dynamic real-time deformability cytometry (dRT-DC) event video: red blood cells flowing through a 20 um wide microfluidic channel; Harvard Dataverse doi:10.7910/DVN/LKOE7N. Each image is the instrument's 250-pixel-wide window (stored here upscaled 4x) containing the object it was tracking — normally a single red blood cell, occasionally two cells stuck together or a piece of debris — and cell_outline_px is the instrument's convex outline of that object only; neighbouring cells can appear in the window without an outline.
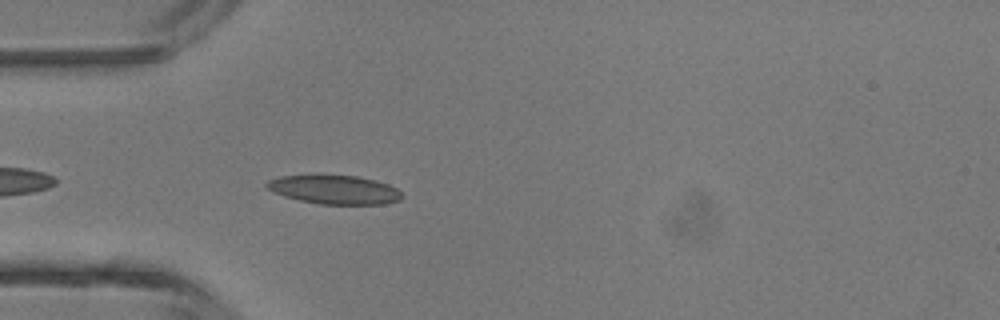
{"species": "common noctule bat (a hibernating species)", "species_latin": "Nyctalus noctula", "temperature_condition": "room temperature", "stored_images_in_passage": 35, "camera_frame_rate_fps": 3000, "um_per_image_px": 0.085, "animal": {"sex": "male", "body_mass_g": 13.3}, "frame": {"image": 1, "passage_image": 3, "time_ms": 0.667, "image_size_px": [1000, 320], "cell_outline_px": [[404, 196], [400, 200], [384, 204], [320, 204], [300, 200], [284, 196], [272, 192], [264, 188], [264, 184], [268, 180], [280, 176], [320, 172], [356, 176], [376, 180], [388, 184], [396, 188]], "centroid_in_image_um": [28.35, 16.07], "position_along_channel_um": 56.6, "area_um2": 23.7}}
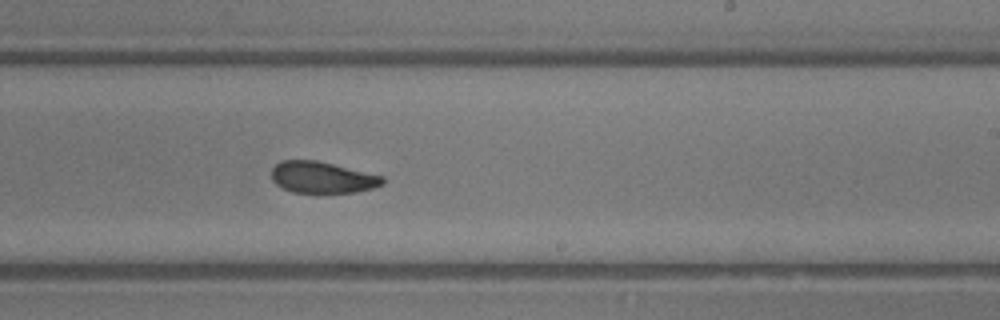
{"frame": {"image": 2, "passage_image": 17, "time_ms": 5.333, "image_size_px": [1000, 320], "cell_outline_px": [[384, 184], [372, 188], [356, 192], [292, 192], [276, 184], [272, 180], [272, 168], [280, 160], [316, 160], [384, 176]], "centroid_in_image_um": [27.39, 15.07], "position_along_channel_um": 261.6, "area_um2": 20.23}}
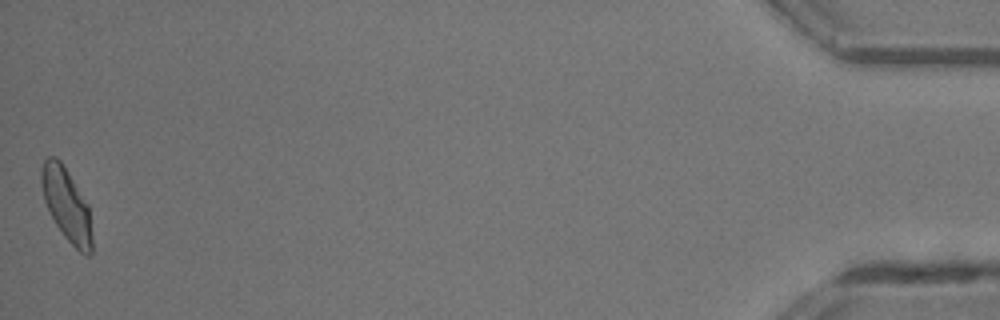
{"frame": {"image": 3, "passage_image": 35, "time_ms": 11.333, "image_size_px": [1000, 320], "cell_outline_px": [[92, 252], [88, 256], [80, 252], [64, 236], [56, 224], [44, 200], [40, 184], [40, 172], [44, 160], [48, 156], [56, 156], [60, 160], [88, 204], [92, 236]], "centroid_in_image_um": [5.65, 17.38], "position_along_channel_um": 429.6, "area_um2": 21.33}, "authors_computed_cell_mechanics": {"area_um2": 21.2126, "velocity_mm_per_s": 4.4929, "shape_relaxation_time_tau1_ms": 5.5435, "shape_relaxation_time_tau2_ms": 1.3805, "deformation_change_tau1": 0.1528, "deformation_change_tau2": 0.0624}}